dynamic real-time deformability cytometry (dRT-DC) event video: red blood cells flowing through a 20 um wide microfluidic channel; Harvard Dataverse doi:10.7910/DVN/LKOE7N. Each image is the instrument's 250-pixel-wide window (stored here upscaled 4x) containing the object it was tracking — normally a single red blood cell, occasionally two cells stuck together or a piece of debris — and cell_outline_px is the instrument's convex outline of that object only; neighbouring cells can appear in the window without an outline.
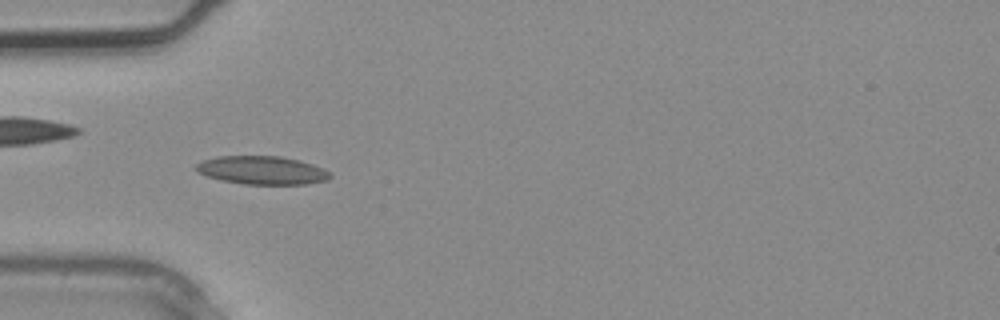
{"species": "common noctule bat (a hibernating species)", "species_latin": "Nyctalus noctula", "temperature_condition": "warm", "stored_images_in_passage": 3, "camera_frame_rate_fps": 3000, "um_per_image_px": 0.085, "animal": {"sex": "male", "body_mass_g": 20.4}, "frame": {"image": 1, "passage_image": 3, "time_ms": 0.667, "image_size_px": [1000, 320], "cell_outline_px": [[332, 176], [328, 180], [304, 184], [244, 184], [220, 180], [196, 172], [192, 168], [196, 164], [204, 160], [216, 156], [280, 156], [312, 164], [324, 168]], "centroid_in_image_um": [22.23, 14.47], "position_along_channel_um": 62.8, "area_um2": 22.14}}